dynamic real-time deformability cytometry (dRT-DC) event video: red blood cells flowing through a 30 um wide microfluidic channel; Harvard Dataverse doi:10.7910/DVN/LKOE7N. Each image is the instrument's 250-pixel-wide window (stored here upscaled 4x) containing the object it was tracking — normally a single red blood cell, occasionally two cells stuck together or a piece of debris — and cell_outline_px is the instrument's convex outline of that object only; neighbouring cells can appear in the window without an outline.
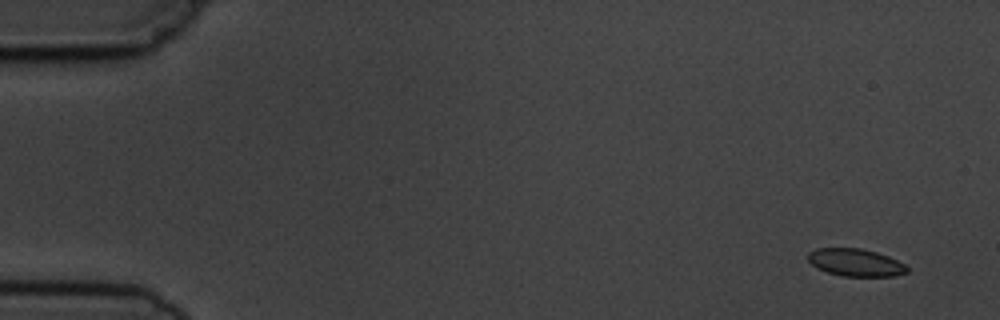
{"species": "common noctule bat (a hibernating species)", "species_latin": "Nyctalus noctula", "temperature_condition": "cold", "stored_images_in_passage": 4, "camera_frame_rate_fps": 3000, "um_per_image_px": 0.085, "animal": {"sex": "male", "body_mass_g": 19.5, "forearm_length_mm": 54.6}, "frame": {"image": 1, "passage_image": 1, "time_ms": 0.0, "image_size_px": [1000, 320], "cell_outline_px": [[908, 272], [896, 276], [840, 276], [816, 268], [808, 260], [808, 252], [816, 248], [860, 248], [876, 252], [888, 256], [904, 264], [908, 268]], "centroid_in_image_um": [72.71, 22.31], "position_along_channel_um": 12.3, "area_um2": 15.9}}
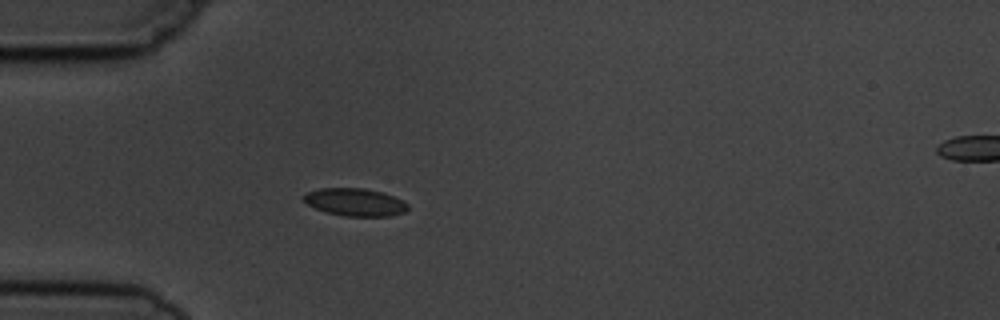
{"frame": {"image": 2, "passage_image": 4, "time_ms": 4.333, "image_size_px": [1000, 320], "cell_outline_px": [[408, 208], [404, 212], [388, 216], [344, 216], [324, 212], [308, 204], [300, 196], [308, 192], [320, 188], [364, 188], [380, 192], [392, 196], [408, 204]], "centroid_in_image_um": [30.13, 17.18], "position_along_channel_um": 54.9, "area_um2": 16.65}}